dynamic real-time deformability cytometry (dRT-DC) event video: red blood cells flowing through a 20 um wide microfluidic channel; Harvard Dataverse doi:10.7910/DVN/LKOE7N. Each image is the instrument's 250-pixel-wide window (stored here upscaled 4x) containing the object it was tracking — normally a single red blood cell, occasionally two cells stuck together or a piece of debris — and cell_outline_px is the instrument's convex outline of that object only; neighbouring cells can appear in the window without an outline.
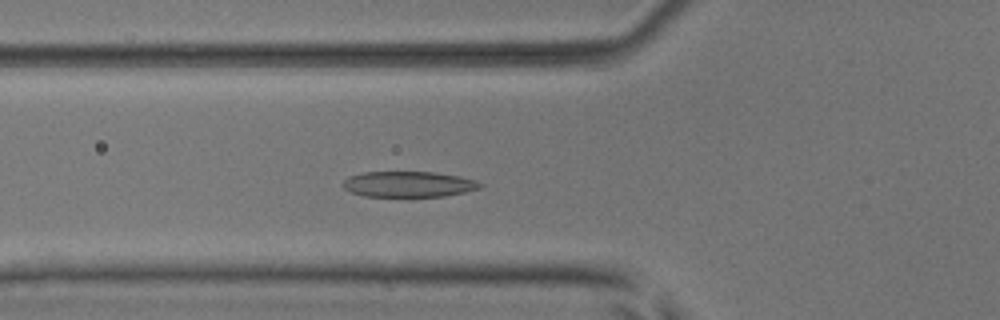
{"species": "common noctule bat (a hibernating species)", "species_latin": "Nyctalus noctula", "temperature_condition": "room temperature", "stored_images_in_passage": 51, "camera_frame_rate_fps": 3000, "um_per_image_px": 0.085, "animal": {"sex": "male", "body_mass_g": 17.9, "forearm_length_mm": 54.2}, "frame": {"image": 1, "passage_image": 18, "time_ms": 5.667, "image_size_px": [1000, 320], "cell_outline_px": [[484, 184], [480, 188], [464, 192], [444, 196], [364, 196], [352, 192], [344, 188], [340, 184], [348, 176], [364, 172], [432, 172], [460, 176], [476, 180]], "centroid_in_image_um": [34.72, 15.65], "position_along_channel_um": 91.1, "area_um2": 20.52}}
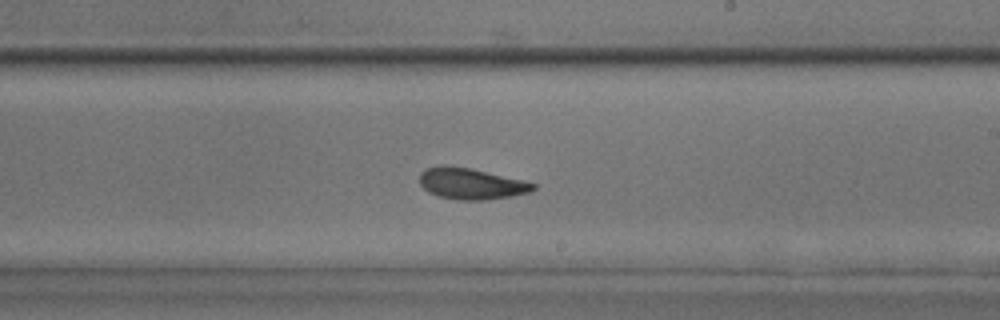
{"frame": {"image": 2, "passage_image": 30, "time_ms": 9.667, "image_size_px": [1000, 320], "cell_outline_px": [[536, 188], [528, 192], [512, 196], [484, 200], [456, 200], [440, 196], [428, 192], [420, 184], [420, 172], [424, 168], [444, 164], [472, 168], [524, 180], [536, 184]], "centroid_in_image_um": [40.02, 15.59], "position_along_channel_um": 249.0, "area_um2": 20.87}}
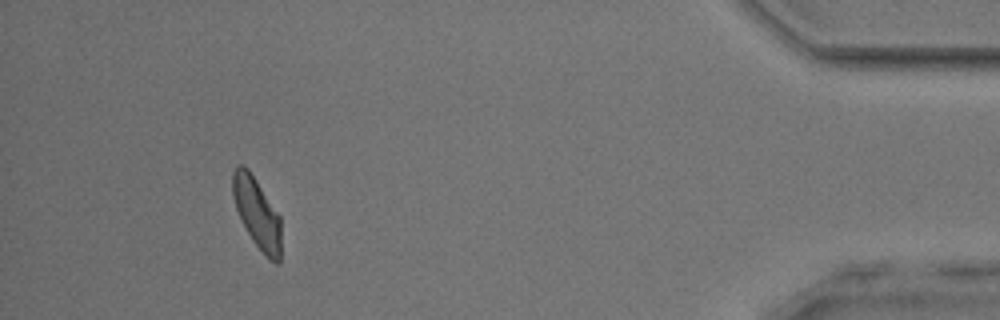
{"frame": {"image": 3, "passage_image": 47, "time_ms": 15.333, "image_size_px": [1000, 320], "cell_outline_px": [[280, 260], [276, 264], [268, 260], [252, 240], [236, 208], [232, 192], [232, 172], [236, 164], [244, 164], [248, 168], [280, 216]], "centroid_in_image_um": [21.83, 18.09], "position_along_channel_um": 413.4, "area_um2": 19.77}, "authors_computed_cell_mechanics": {"area_um2": 20.9236, "velocity_mm_per_s": 3.9611, "shape_relaxation_time_tau1_ms": 3.1219, "shape_relaxation_time_tau2_ms": 2.1399, "deformation_change_tau1": 0.1426, "deformation_change_tau2": 0.0877}}